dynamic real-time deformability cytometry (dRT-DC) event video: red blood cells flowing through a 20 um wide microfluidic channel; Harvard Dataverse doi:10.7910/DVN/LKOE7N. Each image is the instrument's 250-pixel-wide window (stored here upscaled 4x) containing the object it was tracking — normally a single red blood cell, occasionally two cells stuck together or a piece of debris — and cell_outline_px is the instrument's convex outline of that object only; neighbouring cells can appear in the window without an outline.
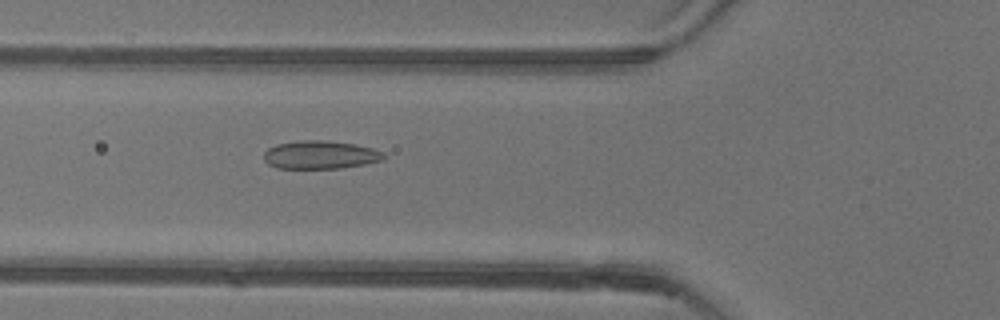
{"species": "common noctule bat (a hibernating species)", "species_latin": "Nyctalus noctula", "temperature_condition": "warm", "stored_images_in_passage": 52, "camera_frame_rate_fps": 3000, "um_per_image_px": 0.085, "animal": {"sex": "female"}, "frame": {"image": 1, "passage_image": 19, "time_ms": 6.0, "image_size_px": [1000, 320], "cell_outline_px": [[388, 156], [384, 160], [364, 164], [340, 168], [276, 168], [268, 164], [264, 160], [264, 152], [268, 148], [276, 144], [300, 140], [328, 140], [356, 144], [372, 148], [384, 152]], "centroid_in_image_um": [27.25, 13.15], "position_along_channel_um": 98.5, "area_um2": 19.94}}
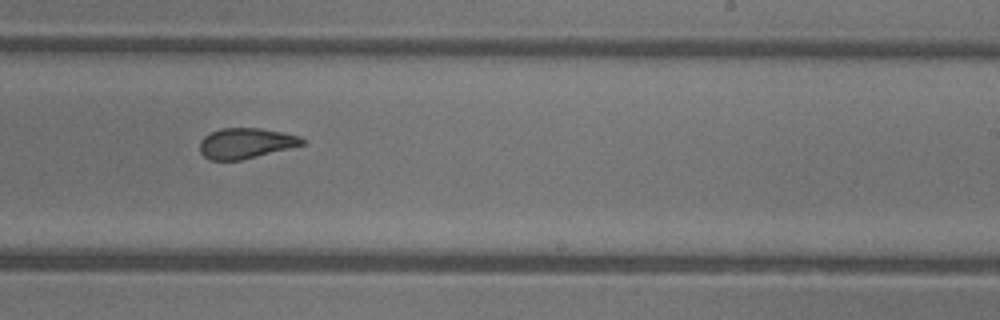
{"frame": {"image": 2, "passage_image": 32, "time_ms": 10.333, "image_size_px": [1000, 320], "cell_outline_px": [[304, 144], [240, 160], [208, 160], [200, 152], [200, 140], [204, 136], [220, 128], [260, 128], [300, 136], [304, 140]], "centroid_in_image_um": [20.84, 12.17], "position_along_channel_um": 268.2, "area_um2": 17.92}}
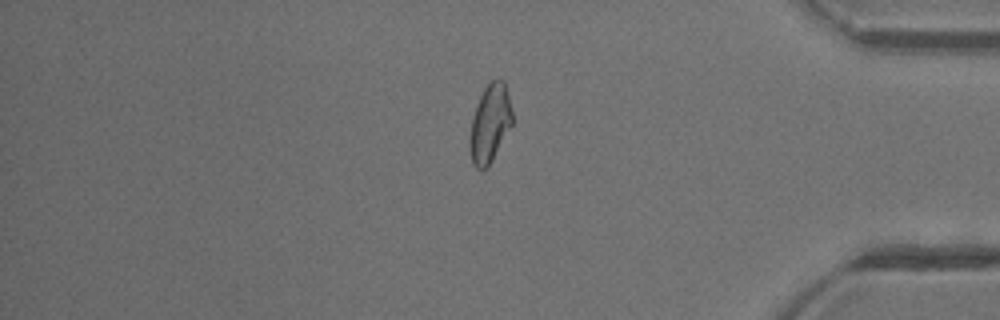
{"frame": {"image": 3, "passage_image": 44, "time_ms": 14.333, "image_size_px": [1000, 320], "cell_outline_px": [[512, 124], [488, 168], [480, 172], [472, 164], [468, 148], [468, 140], [472, 116], [476, 104], [484, 88], [496, 76], [504, 80], [508, 92], [512, 112]], "centroid_in_image_um": [41.61, 10.52], "position_along_channel_um": 393.6, "area_um2": 19.88}, "authors_computed_cell_mechanics": {"area_um2": 20.1433, "velocity_mm_per_s": 3.9055, "shape_relaxation_time_tau1_ms": null, "shape_relaxation_time_tau2_ms": 1.7495, "deformation_change_tau1": null, "deformation_change_tau2": 0.0695}}